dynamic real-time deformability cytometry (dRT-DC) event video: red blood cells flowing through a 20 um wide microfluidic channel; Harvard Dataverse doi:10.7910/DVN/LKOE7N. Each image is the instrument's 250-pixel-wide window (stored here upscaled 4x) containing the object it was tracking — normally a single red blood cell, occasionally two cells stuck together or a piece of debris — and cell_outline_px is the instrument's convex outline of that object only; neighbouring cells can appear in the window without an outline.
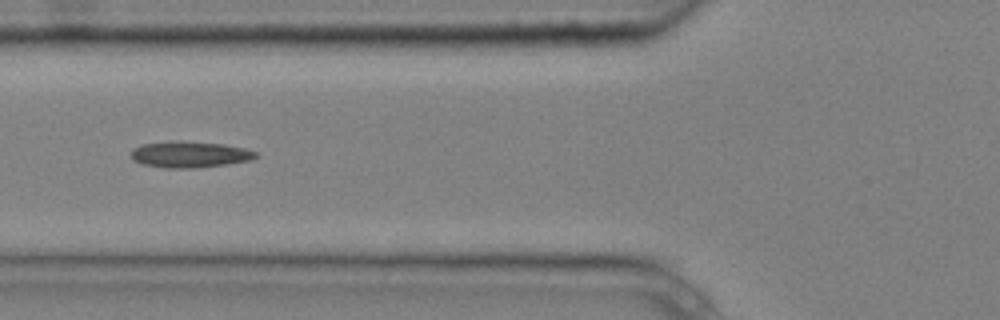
{"species": "common noctule bat (a hibernating species)", "species_latin": "Nyctalus noctula", "temperature_condition": "cold", "stored_images_in_passage": 5, "camera_frame_rate_fps": 3000, "um_per_image_px": 0.085, "animal": {"sex": "male", "body_mass_g": 20.4}, "frame": {"image": 1, "passage_image": 3, "time_ms": 0.667, "image_size_px": [1000, 320], "cell_outline_px": [[260, 156], [252, 160], [228, 164], [192, 168], [164, 168], [144, 164], [132, 160], [132, 152], [140, 144], [172, 140], [184, 140], [224, 144], [244, 148], [256, 152]], "centroid_in_image_um": [16.16, 13.11], "position_along_channel_um": 109.6, "area_um2": 19.31}}
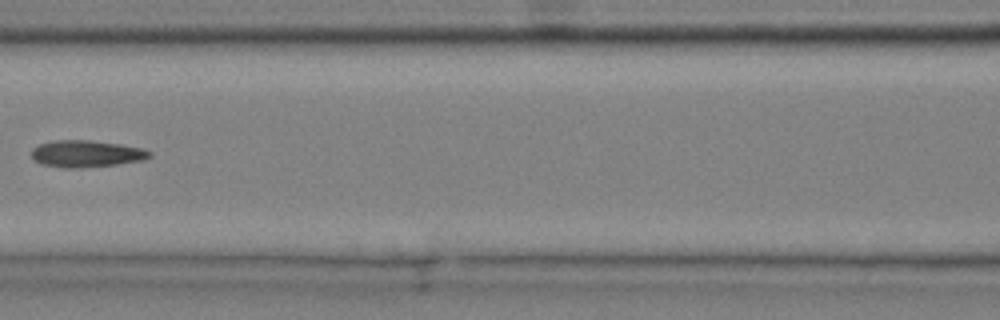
{"frame": {"image": 2, "passage_image": 4, "time_ms": 1.0, "image_size_px": [1000, 320], "cell_outline_px": [[152, 156], [144, 160], [116, 164], [80, 168], [64, 168], [40, 164], [32, 156], [32, 148], [40, 144], [52, 140], [92, 140], [120, 144], [144, 148], [152, 152]], "centroid_in_image_um": [7.36, 13.06], "position_along_channel_um": 159.2, "area_um2": 18.61}}